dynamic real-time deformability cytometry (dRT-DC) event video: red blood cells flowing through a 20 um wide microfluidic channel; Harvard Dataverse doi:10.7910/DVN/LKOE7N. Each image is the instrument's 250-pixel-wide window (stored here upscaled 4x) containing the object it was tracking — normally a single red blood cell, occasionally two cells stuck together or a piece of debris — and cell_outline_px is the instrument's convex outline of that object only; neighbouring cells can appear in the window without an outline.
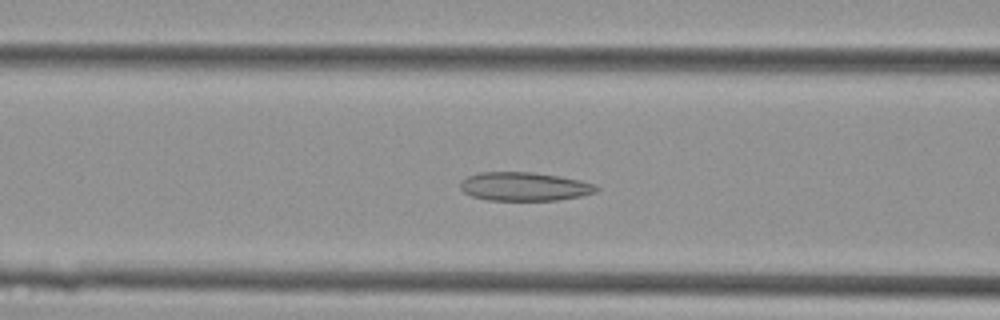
{"species": "Egyptian fruit bat (a non-hibernating species)", "species_latin": "Rousettus aegyptiacus", "temperature_condition": "cold", "stored_images_in_passage": 31, "camera_frame_rate_fps": 3000, "um_per_image_px": 0.085, "animal": {"sex": "female"}, "frame": {"image": 1, "passage_image": 6, "time_ms": 1.667, "image_size_px": [1000, 320], "cell_outline_px": [[600, 188], [596, 192], [580, 196], [556, 200], [488, 200], [472, 196], [464, 192], [460, 188], [460, 180], [468, 176], [480, 172], [532, 172], [580, 180], [596, 184]], "centroid_in_image_um": [44.56, 15.85], "position_along_channel_um": 122.0, "area_um2": 22.66}}
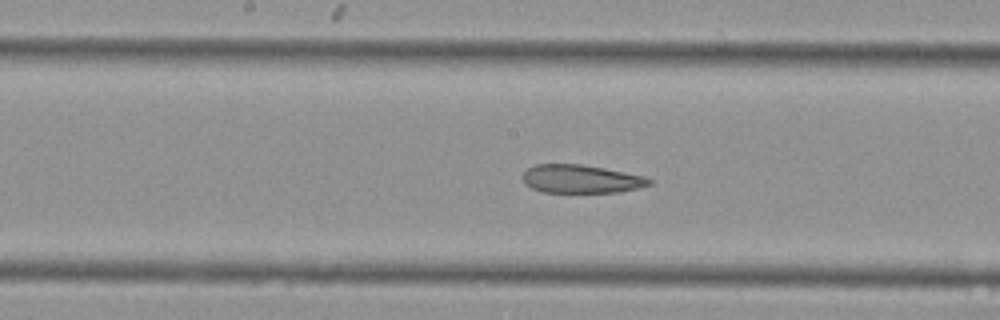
{"frame": {"image": 2, "passage_image": 11, "time_ms": 3.333, "image_size_px": [1000, 320], "cell_outline_px": [[652, 184], [640, 188], [620, 192], [544, 192], [532, 188], [524, 184], [524, 172], [528, 168], [536, 164], [580, 164], [604, 168], [644, 176], [652, 180]], "centroid_in_image_um": [49.41, 15.21], "position_along_channel_um": 198.8, "area_um2": 20.81}}
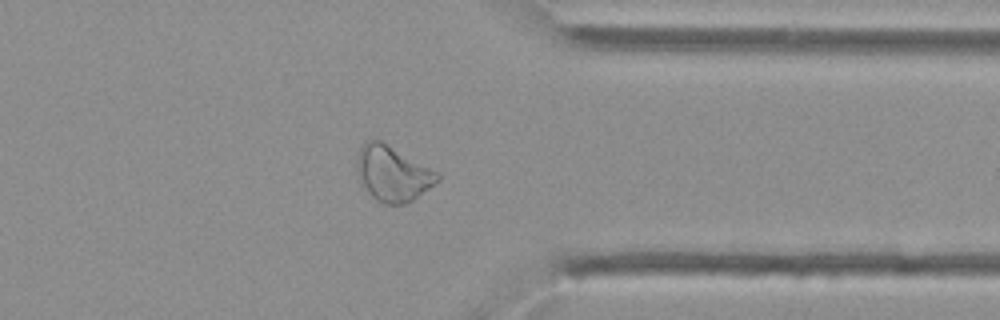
{"frame": {"image": 3, "passage_image": 23, "time_ms": 7.333, "image_size_px": [1000, 320], "cell_outline_px": [[440, 180], [412, 200], [404, 204], [384, 204], [376, 200], [368, 192], [356, 168], [356, 160], [360, 148], [368, 140], [380, 140], [440, 172]], "centroid_in_image_um": [33.41, 14.75], "position_along_channel_um": 378.0, "area_um2": 25.66}}